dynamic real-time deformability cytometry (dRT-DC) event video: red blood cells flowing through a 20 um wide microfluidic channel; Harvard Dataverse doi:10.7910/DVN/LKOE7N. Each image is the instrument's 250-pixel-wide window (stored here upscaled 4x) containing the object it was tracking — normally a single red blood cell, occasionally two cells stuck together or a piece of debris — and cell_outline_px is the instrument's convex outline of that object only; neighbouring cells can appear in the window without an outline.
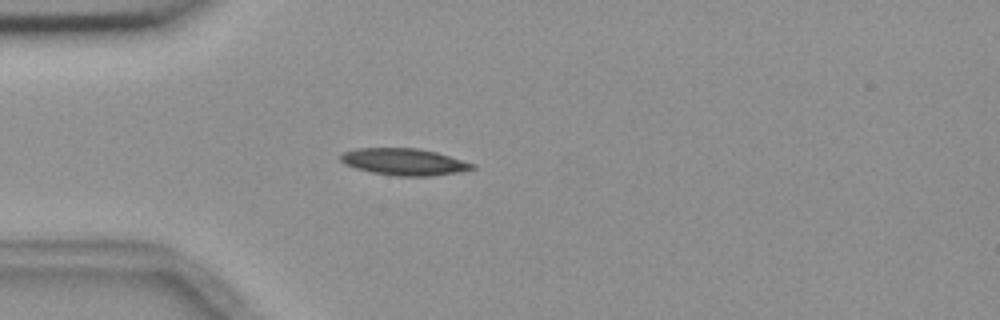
{"species": "common noctule bat (a hibernating species)", "species_latin": "Nyctalus noctula", "temperature_condition": "room temperature", "stored_images_in_passage": 5, "camera_frame_rate_fps": 3000, "um_per_image_px": 0.085, "animal": {"sex": "female", "body_mass_g": 18.4}, "frame": {"image": 1, "passage_image": 4, "time_ms": 3.333, "image_size_px": [1000, 320], "cell_outline_px": [[476, 168], [460, 172], [432, 176], [396, 176], [372, 172], [356, 168], [344, 164], [340, 160], [340, 152], [356, 148], [420, 148], [436, 152], [476, 164]], "centroid_in_image_um": [34.34, 13.75], "position_along_channel_um": 50.7, "area_um2": 20.75}}